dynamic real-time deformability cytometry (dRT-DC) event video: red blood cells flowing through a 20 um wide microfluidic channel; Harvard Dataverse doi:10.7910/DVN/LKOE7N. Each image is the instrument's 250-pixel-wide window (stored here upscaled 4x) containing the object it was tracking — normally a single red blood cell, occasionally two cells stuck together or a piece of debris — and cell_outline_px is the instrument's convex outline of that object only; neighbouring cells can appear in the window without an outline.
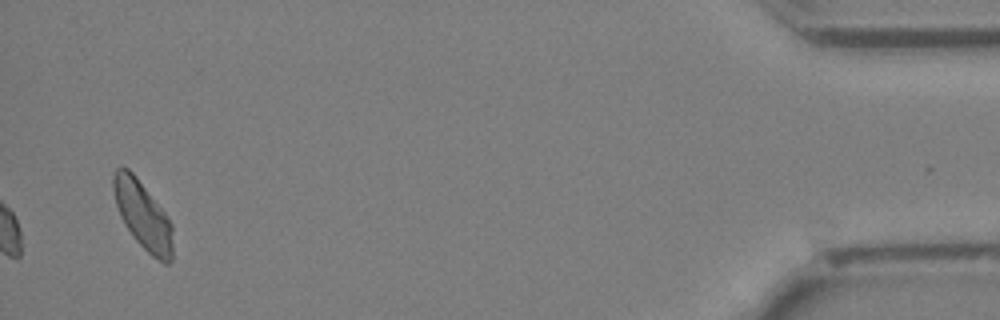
{"species": "Egyptian fruit bat (a non-hibernating species)", "species_latin": "Rousettus aegyptiacus", "temperature_condition": "cold", "stored_images_in_passage": 31, "camera_frame_rate_fps": 3000, "um_per_image_px": 0.085, "animal": {"sex": "female"}, "frame": {"image": 1, "passage_image": 31, "time_ms": 10.0, "image_size_px": [1000, 320], "cell_outline_px": [[172, 260], [168, 264], [164, 264], [152, 256], [136, 240], [124, 224], [120, 216], [116, 204], [112, 188], [112, 176], [116, 168], [128, 168], [136, 176], [164, 212], [172, 224]], "centroid_in_image_um": [12.13, 18.3], "position_along_channel_um": 423.1, "area_um2": 23.29}}